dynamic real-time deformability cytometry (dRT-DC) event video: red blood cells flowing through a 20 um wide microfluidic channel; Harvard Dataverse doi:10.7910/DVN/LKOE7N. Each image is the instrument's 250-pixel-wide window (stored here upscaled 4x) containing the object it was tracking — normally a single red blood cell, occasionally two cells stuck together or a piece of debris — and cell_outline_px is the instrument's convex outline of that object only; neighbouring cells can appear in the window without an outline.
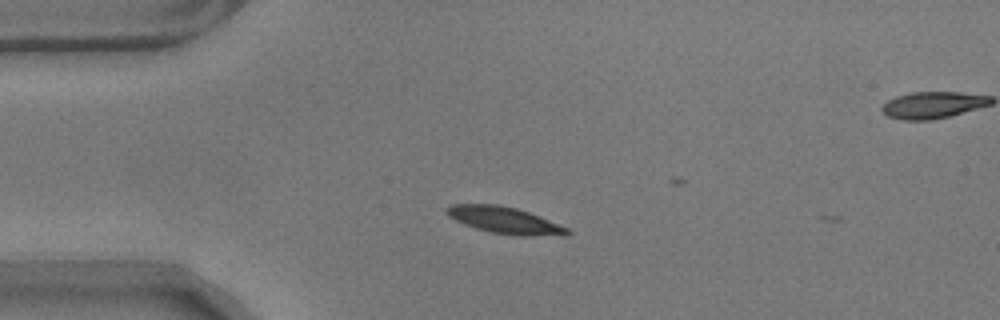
{"species": "common noctule bat (a hibernating species)", "species_latin": "Nyctalus noctula", "temperature_condition": "warm", "stored_images_in_passage": 2, "camera_frame_rate_fps": 3000, "um_per_image_px": 0.085, "animal": {"sex": "male", "body_mass_g": 17.9}, "frame": {"image": 1, "passage_image": 1, "time_ms": 0.0, "image_size_px": [1000, 320], "cell_outline_px": [[572, 232], [568, 236], [520, 236], [492, 232], [476, 228], [464, 224], [448, 216], [444, 212], [444, 208], [452, 204], [496, 204], [516, 208], [528, 212], [568, 228]], "centroid_in_image_um": [42.9, 18.73], "position_along_channel_um": 42.1, "area_um2": 18.79}}